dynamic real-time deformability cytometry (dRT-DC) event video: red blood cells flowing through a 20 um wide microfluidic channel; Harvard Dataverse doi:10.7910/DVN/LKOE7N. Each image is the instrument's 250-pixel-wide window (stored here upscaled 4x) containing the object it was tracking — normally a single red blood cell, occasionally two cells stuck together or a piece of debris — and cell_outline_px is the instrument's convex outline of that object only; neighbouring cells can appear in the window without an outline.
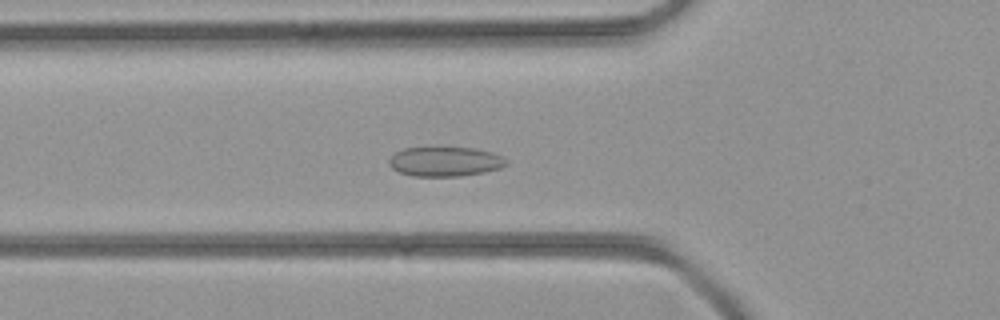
{"species": "common noctule bat (a hibernating species)", "species_latin": "Nyctalus noctula", "temperature_condition": "room temperature", "stored_images_in_passage": 43, "camera_frame_rate_fps": 3000, "um_per_image_px": 0.085, "animal": {"sex": "female", "body_mass_g": 21.9}, "frame": {"image": 1, "passage_image": 15, "time_ms": 4.667, "image_size_px": [1000, 320], "cell_outline_px": [[508, 164], [500, 168], [484, 172], [460, 176], [412, 176], [400, 172], [392, 168], [388, 164], [388, 160], [396, 152], [404, 148], [436, 144], [472, 148], [492, 152], [504, 156], [508, 160]], "centroid_in_image_um": [37.83, 13.68], "position_along_channel_um": 88.0, "area_um2": 21.15}}
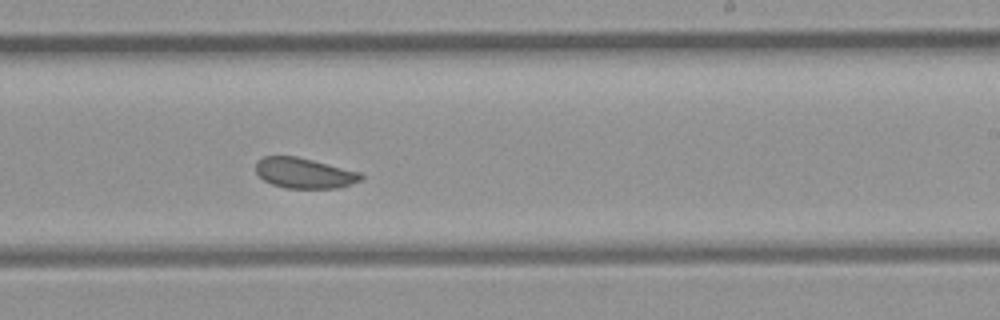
{"frame": {"image": 2, "passage_image": 26, "time_ms": 8.333, "image_size_px": [1000, 320], "cell_outline_px": [[364, 176], [360, 180], [340, 188], [284, 188], [272, 184], [264, 180], [256, 172], [256, 164], [264, 156], [296, 156], [360, 172]], "centroid_in_image_um": [25.86, 14.72], "position_along_channel_um": 263.1, "area_um2": 18.44}}
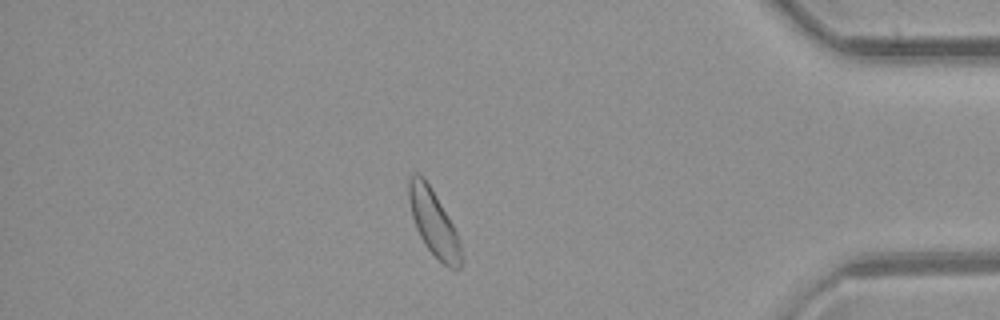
{"frame": {"image": 3, "passage_image": 37, "time_ms": 12.0, "image_size_px": [1000, 320], "cell_outline_px": [[464, 260], [460, 268], [448, 268], [424, 244], [416, 228], [412, 216], [408, 196], [408, 180], [416, 172], [424, 176], [452, 224], [456, 232], [464, 256]], "centroid_in_image_um": [36.87, 18.96], "position_along_channel_um": 398.3, "area_um2": 19.88}}